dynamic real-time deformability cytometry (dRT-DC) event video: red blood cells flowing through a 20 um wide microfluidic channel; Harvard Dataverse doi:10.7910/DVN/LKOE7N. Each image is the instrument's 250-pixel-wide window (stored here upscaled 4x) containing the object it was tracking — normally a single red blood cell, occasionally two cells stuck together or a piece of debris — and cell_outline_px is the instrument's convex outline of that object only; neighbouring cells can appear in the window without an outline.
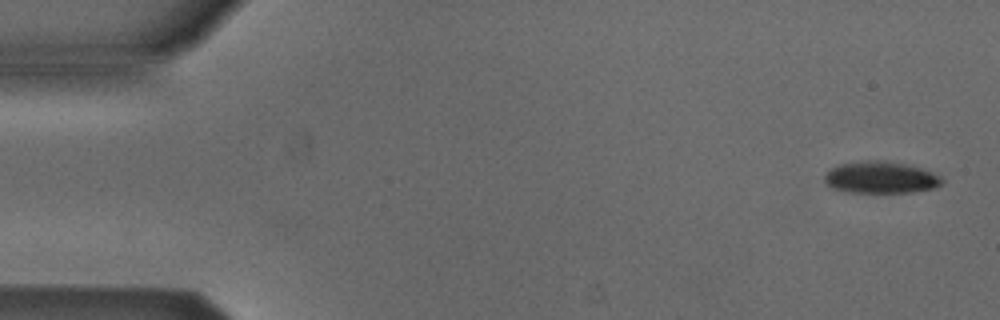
{"species": "Egyptian fruit bat (a non-hibernating species)", "species_latin": "Rousettus aegyptiacus", "temperature_condition": "cold", "stored_images_in_passage": 53, "camera_frame_rate_fps": 3000, "um_per_image_px": 0.085, "animal": {"sex": "male"}, "frame": {"image": 1, "passage_image": 2, "time_ms": 0.333, "image_size_px": [1000, 320], "cell_outline_px": [[944, 180], [940, 184], [932, 188], [912, 192], [848, 192], [832, 188], [824, 180], [824, 176], [832, 168], [840, 164], [868, 160], [884, 160], [908, 164], [932, 172], [940, 176]], "centroid_in_image_um": [74.86, 15.07], "position_along_channel_um": 10.1, "area_um2": 21.62}}
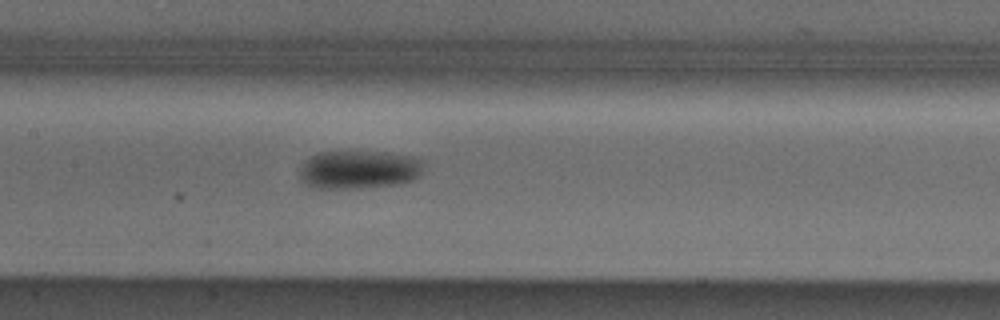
{"frame": {"image": 2, "passage_image": 25, "time_ms": 8.0, "image_size_px": [1000, 320], "cell_outline_px": [[424, 172], [420, 176], [412, 180], [400, 184], [360, 188], [312, 188], [300, 180], [300, 168], [304, 160], [308, 156], [320, 152], [384, 152], [412, 156], [424, 160]], "centroid_in_image_um": [30.53, 14.42], "position_along_channel_um": 176.9, "area_um2": 28.21}}
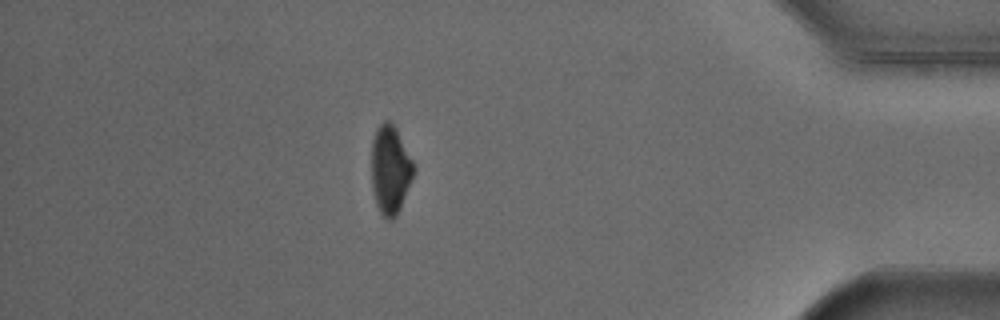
{"frame": {"image": 3, "passage_image": 46, "time_ms": 15.0, "image_size_px": [1000, 320], "cell_outline_px": [[416, 168], [400, 208], [396, 216], [392, 220], [388, 220], [380, 212], [376, 204], [372, 184], [372, 140], [376, 128], [384, 120], [388, 120], [396, 128]], "centroid_in_image_um": [33.17, 14.41], "position_along_channel_um": 402.0, "area_um2": 21.56}, "authors_computed_cell_mechanics": {"area_um2": 24.2182, "velocity_mm_per_s": 3.8581, "shape_relaxation_time_tau1_ms": 2.3677, "shape_relaxation_time_tau2_ms": null, "deformation_change_tau1": 0.0814, "deformation_change_tau2": null}}